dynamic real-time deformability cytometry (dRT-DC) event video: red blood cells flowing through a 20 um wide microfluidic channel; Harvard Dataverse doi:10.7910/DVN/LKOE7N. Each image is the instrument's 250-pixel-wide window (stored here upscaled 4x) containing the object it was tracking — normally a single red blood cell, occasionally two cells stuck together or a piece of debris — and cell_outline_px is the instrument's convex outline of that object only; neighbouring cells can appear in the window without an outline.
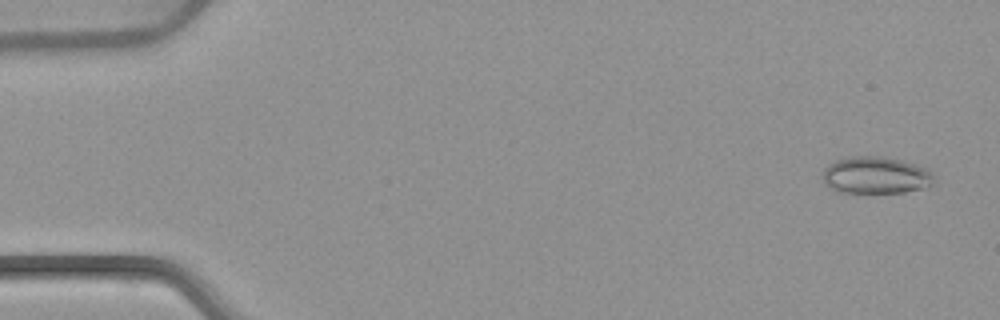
{"species": "common noctule bat (a hibernating species)", "species_latin": "Nyctalus noctula", "temperature_condition": "warm", "stored_images_in_passage": 53, "camera_frame_rate_fps": 3000, "um_per_image_px": 0.085, "animal": {"sex": "female", "body_mass_g": 22.7, "forearm_length_mm": 54.2}, "frame": {"image": 1, "passage_image": 3, "time_ms": 0.667, "image_size_px": [1000, 320], "cell_outline_px": [[936, 180], [932, 184], [920, 188], [904, 192], [836, 192], [824, 184], [824, 168], [828, 164], [836, 160], [852, 156], [884, 156], [904, 160], [928, 168], [936, 176]], "centroid_in_image_um": [74.47, 14.88], "position_along_channel_um": 10.5, "area_um2": 24.28}}
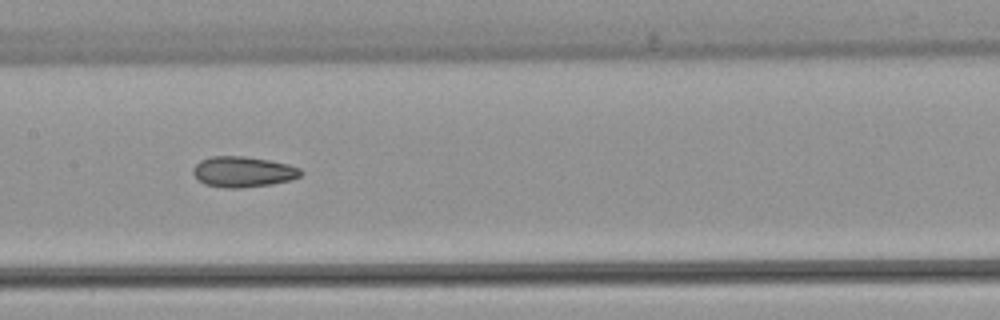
{"frame": {"image": 2, "passage_image": 27, "time_ms": 8.667, "image_size_px": [1000, 320], "cell_outline_px": [[304, 172], [300, 176], [292, 180], [272, 184], [240, 188], [224, 188], [204, 184], [196, 180], [192, 172], [192, 168], [200, 160], [212, 156], [244, 156], [268, 160], [288, 164], [300, 168]], "centroid_in_image_um": [20.64, 14.61], "position_along_channel_um": 186.8, "area_um2": 19.48}}
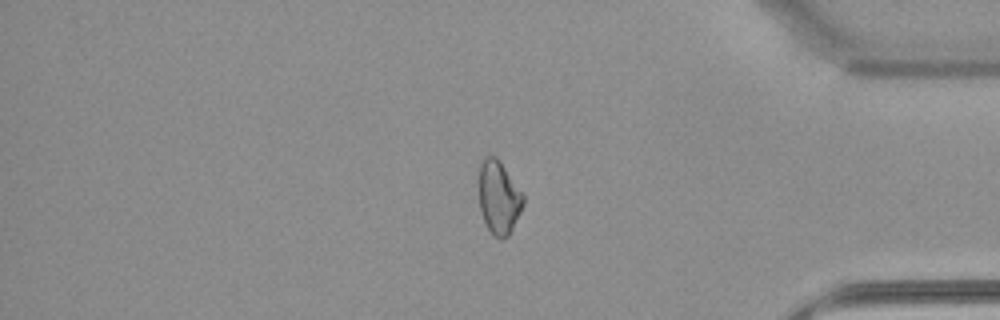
{"frame": {"image": 3, "passage_image": 45, "time_ms": 14.667, "image_size_px": [1000, 320], "cell_outline_px": [[524, 204], [508, 236], [500, 240], [492, 236], [480, 212], [480, 164], [488, 156], [496, 156], [524, 196]], "centroid_in_image_um": [42.4, 16.84], "position_along_channel_um": 392.8, "area_um2": 18.5}, "authors_computed_cell_mechanics": {"area_um2": 19.941, "velocity_mm_per_s": 3.8625, "shape_relaxation_time_tau1_ms": null, "shape_relaxation_time_tau2_ms": 3.4359, "deformation_change_tau1": null, "deformation_change_tau2": 0.0933}}